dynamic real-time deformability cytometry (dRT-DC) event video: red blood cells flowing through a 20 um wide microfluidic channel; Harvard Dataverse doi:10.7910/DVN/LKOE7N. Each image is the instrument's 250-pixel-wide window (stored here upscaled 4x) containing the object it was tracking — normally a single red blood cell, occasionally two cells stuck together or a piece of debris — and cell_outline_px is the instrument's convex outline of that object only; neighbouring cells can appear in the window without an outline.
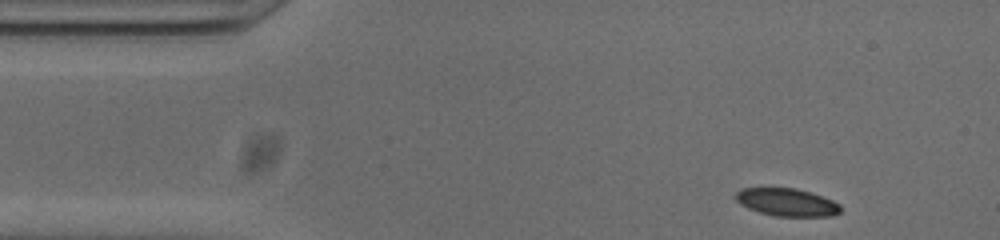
{"species": "common noctule bat (a hibernating species)", "species_latin": "Nyctalus noctula", "temperature_condition": "cold", "stored_images_in_passage": 48, "camera_frame_rate_fps": 3000, "um_per_image_px": 0.085, "animal": {"sex": "male", "body_mass_g": 20.0, "forearm_length_mm": 53.3}, "frame": {"image": 1, "passage_image": 1, "time_ms": 0.0, "image_size_px": [1000, 240], "cell_outline_px": [[840, 212], [832, 216], [776, 216], [760, 212], [748, 208], [740, 204], [736, 200], [736, 192], [740, 188], [796, 188], [832, 200], [840, 204]], "centroid_in_image_um": [66.87, 17.19], "position_along_channel_um": 18.1, "area_um2": 16.76}}
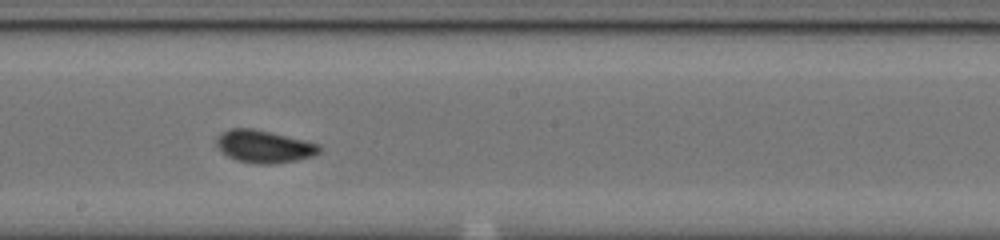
{"frame": {"image": 2, "passage_image": 23, "time_ms": 7.333, "image_size_px": [1000, 240], "cell_outline_px": [[320, 152], [312, 156], [296, 160], [272, 164], [256, 164], [236, 160], [228, 156], [216, 144], [216, 136], [220, 132], [228, 128], [252, 128], [272, 132], [320, 144]], "centroid_in_image_um": [22.42, 12.44], "position_along_channel_um": 225.8, "area_um2": 19.54}}
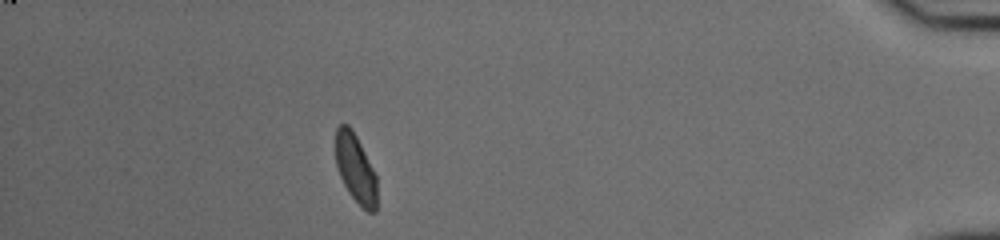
{"frame": {"image": 3, "passage_image": 42, "time_ms": 13.667, "image_size_px": [1000, 240], "cell_outline_px": [[376, 212], [368, 212], [348, 192], [340, 176], [336, 164], [336, 128], [340, 124], [348, 124], [352, 128], [376, 176]], "centroid_in_image_um": [30.21, 14.3], "position_along_channel_um": 405.0, "area_um2": 16.18}, "authors_computed_cell_mechanics": {"area_um2": 17.8891, "velocity_mm_per_s": 3.8033, "shape_relaxation_time_tau1_ms": 3.0282, "shape_relaxation_time_tau2_ms": 1.5231, "deformation_change_tau1": 0.0791, "deformation_change_tau2": 0.0424}}